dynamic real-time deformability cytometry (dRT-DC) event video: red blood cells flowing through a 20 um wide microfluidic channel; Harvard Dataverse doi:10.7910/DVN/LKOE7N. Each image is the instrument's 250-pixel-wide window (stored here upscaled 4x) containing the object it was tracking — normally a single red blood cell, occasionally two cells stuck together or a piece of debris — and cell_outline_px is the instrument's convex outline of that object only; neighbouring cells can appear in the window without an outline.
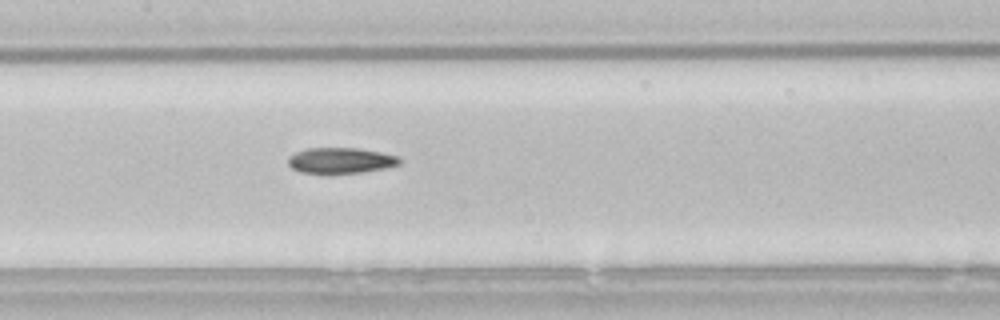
{"species": "common noctule bat (a hibernating species)", "species_latin": "Nyctalus noctula", "temperature_condition": "room temperature", "stored_images_in_passage": 21, "camera_frame_rate_fps": 3000, "um_per_image_px": 0.085, "animal": {"sex": "male", "body_mass_g": 21.5, "forearm_length_mm": 52.0}, "frame": {"image": 1, "passage_image": 10, "time_ms": 3.0, "image_size_px": [1000, 320], "cell_outline_px": [[400, 164], [384, 168], [360, 172], [300, 172], [292, 168], [288, 164], [288, 156], [304, 148], [360, 148], [400, 156]], "centroid_in_image_um": [28.95, 13.61], "position_along_channel_um": 178.4, "area_um2": 16.47}}